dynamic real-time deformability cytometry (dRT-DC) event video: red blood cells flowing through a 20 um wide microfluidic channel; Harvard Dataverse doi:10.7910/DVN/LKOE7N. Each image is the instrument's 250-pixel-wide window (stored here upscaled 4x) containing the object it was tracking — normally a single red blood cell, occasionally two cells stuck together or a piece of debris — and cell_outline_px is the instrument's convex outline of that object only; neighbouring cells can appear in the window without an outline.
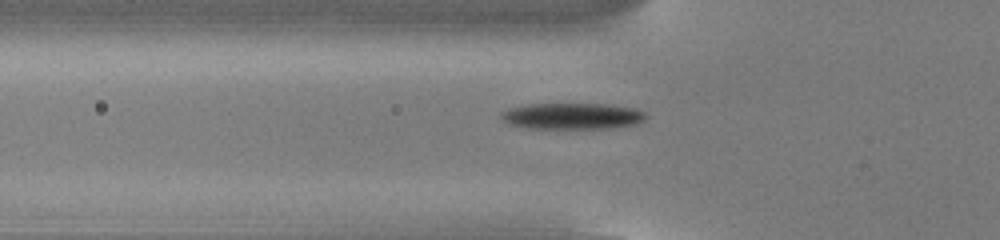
{"species": "common noctule bat (a hibernating species)", "species_latin": "Nyctalus noctula", "temperature_condition": "cold", "stored_images_in_passage": 37, "camera_frame_rate_fps": 3000, "um_per_image_px": 0.085, "animal": {"sex": "male", "body_mass_g": 13.0, "forearm_length_mm": 53.1}, "frame": {"image": 1, "passage_image": 6, "time_ms": 1.667, "image_size_px": [1000, 240], "cell_outline_px": [[648, 116], [644, 120], [636, 124], [608, 128], [528, 128], [512, 124], [504, 120], [500, 116], [500, 112], [512, 108], [528, 104], [604, 104], [636, 108], [644, 112]], "centroid_in_image_um": [48.69, 9.86], "position_along_channel_um": 77.1, "area_um2": 21.91}}
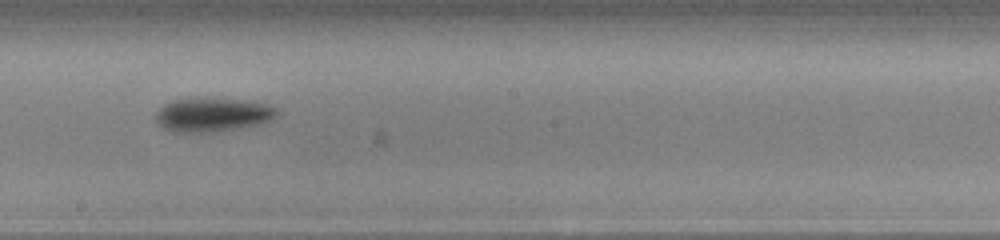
{"frame": {"image": 2, "passage_image": 18, "time_ms": 5.667, "image_size_px": [1000, 240], "cell_outline_px": [[280, 112], [272, 120], [256, 124], [208, 132], [172, 132], [164, 128], [156, 120], [156, 112], [164, 104], [172, 100], [196, 96], [252, 100], [276, 108]], "centroid_in_image_um": [18.05, 9.7], "position_along_channel_um": 230.2, "area_um2": 24.22}}
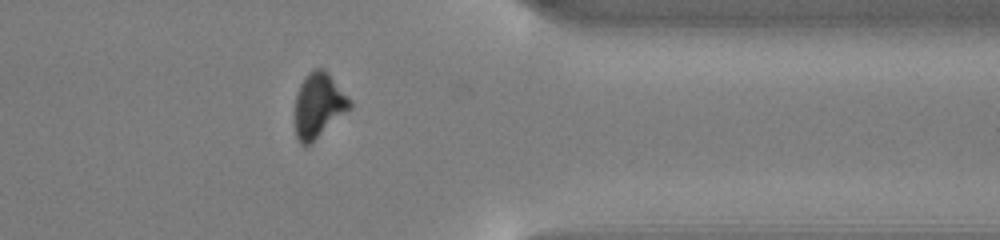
{"frame": {"image": 3, "passage_image": 31, "time_ms": 10.0, "image_size_px": [1000, 240], "cell_outline_px": [[352, 108], [312, 144], [304, 148], [300, 144], [296, 136], [296, 96], [300, 84], [308, 72], [312, 68], [324, 68], [328, 72], [352, 100]], "centroid_in_image_um": [27.11, 8.98], "position_along_channel_um": 384.3, "area_um2": 21.15}, "authors_computed_cell_mechanics": {"area_um2": 22.0218, "velocity_mm_per_s": 3.8133, "shape_relaxation_time_tau1_ms": 1.8586, "shape_relaxation_time_tau2_ms": null, "deformation_change_tau1": 0.1412, "deformation_change_tau2": null}}